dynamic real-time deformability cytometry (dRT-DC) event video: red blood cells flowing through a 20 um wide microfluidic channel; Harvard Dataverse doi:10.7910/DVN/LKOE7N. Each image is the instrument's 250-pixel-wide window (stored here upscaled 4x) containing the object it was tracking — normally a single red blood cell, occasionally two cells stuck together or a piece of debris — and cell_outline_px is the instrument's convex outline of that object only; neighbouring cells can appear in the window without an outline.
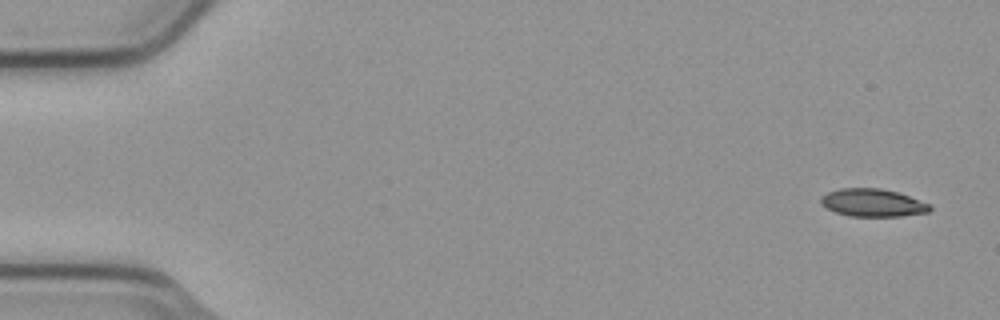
{"species": "common noctule bat (a hibernating species)", "species_latin": "Nyctalus noctula", "temperature_condition": "cold", "stored_images_in_passage": 4, "camera_frame_rate_fps": 3000, "um_per_image_px": 0.085, "animal": {"sex": "male", "body_mass_g": 23.1, "forearm_length_mm": 52.7}, "frame": {"image": 1, "passage_image": 1, "time_ms": 0.0, "image_size_px": [1000, 320], "cell_outline_px": [[932, 208], [928, 212], [900, 216], [848, 216], [836, 212], [820, 204], [820, 196], [828, 192], [840, 188], [880, 188], [896, 192], [908, 196], [928, 204]], "centroid_in_image_um": [74.12, 17.23], "position_along_channel_um": 10.9, "area_um2": 17.46}}
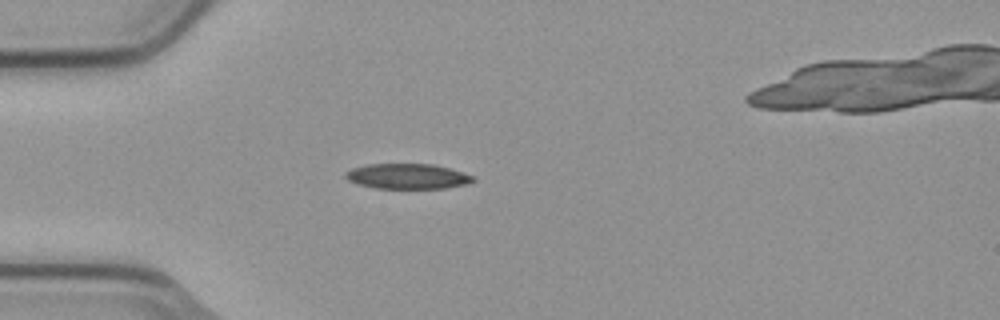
{"frame": {"image": 2, "passage_image": 4, "time_ms": 1.0, "image_size_px": [1000, 320], "cell_outline_px": [[476, 180], [464, 184], [444, 188], [376, 188], [356, 184], [348, 180], [344, 176], [344, 172], [352, 168], [368, 164], [432, 164], [448, 168], [476, 176]], "centroid_in_image_um": [34.6, 14.98], "position_along_channel_um": 50.4, "area_um2": 18.73}}